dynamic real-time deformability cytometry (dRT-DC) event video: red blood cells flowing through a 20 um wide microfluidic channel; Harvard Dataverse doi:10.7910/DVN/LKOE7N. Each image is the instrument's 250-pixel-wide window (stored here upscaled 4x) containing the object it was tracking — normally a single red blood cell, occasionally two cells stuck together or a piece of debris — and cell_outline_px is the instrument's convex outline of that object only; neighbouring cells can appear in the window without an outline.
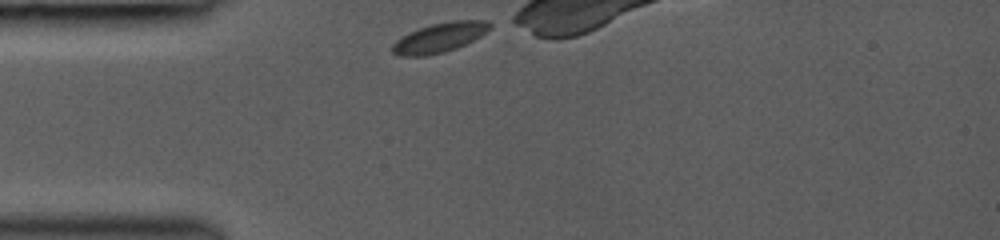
{"species": "common noctule bat (a hibernating species)", "species_latin": "Nyctalus noctula", "temperature_condition": "room temperature", "stored_images_in_passage": 9, "camera_frame_rate_fps": 3000, "um_per_image_px": 0.085, "animal": {"sex": "female", "body_mass_g": 19.0, "forearm_length_mm": 53.3}, "frame": {"image": 1, "passage_image": 1, "time_ms": 0.0, "image_size_px": [1000, 240], "cell_outline_px": [[492, 28], [480, 36], [456, 48], [444, 52], [424, 56], [400, 56], [392, 52], [392, 44], [396, 40], [408, 32], [432, 24], [452, 20], [488, 20], [492, 24]], "centroid_in_image_um": [37.37, 3.18], "position_along_channel_um": 47.6, "area_um2": 16.82}}
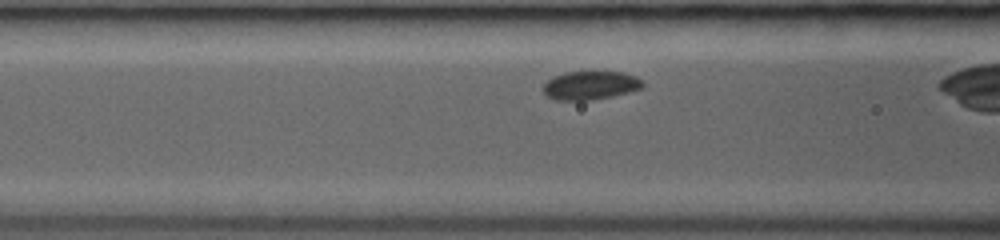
{"frame": {"image": 2, "passage_image": 7, "time_ms": 2.0, "image_size_px": [1000, 240], "cell_outline_px": [[644, 84], [640, 88], [628, 92], [612, 96], [592, 100], [556, 100], [548, 96], [544, 92], [544, 84], [552, 76], [564, 72], [624, 72], [636, 76], [644, 80]], "centroid_in_image_um": [50.19, 7.25], "position_along_channel_um": 116.4, "area_um2": 16.53}}